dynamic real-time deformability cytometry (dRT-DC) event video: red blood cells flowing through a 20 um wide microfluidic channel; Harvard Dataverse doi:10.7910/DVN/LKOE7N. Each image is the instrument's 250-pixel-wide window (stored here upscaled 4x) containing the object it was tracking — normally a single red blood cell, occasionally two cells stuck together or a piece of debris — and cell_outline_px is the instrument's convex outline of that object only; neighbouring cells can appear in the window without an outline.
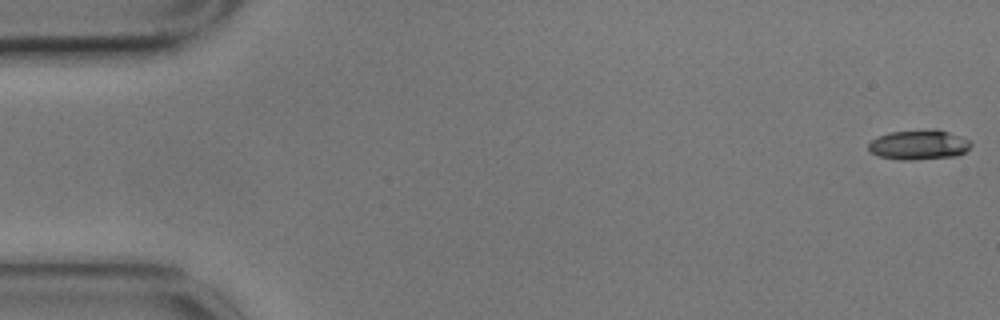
{"species": "common noctule bat (a hibernating species)", "species_latin": "Nyctalus noctula", "temperature_condition": "cold", "stored_images_in_passage": 11, "camera_frame_rate_fps": 3000, "um_per_image_px": 0.085, "animal": {"sex": "male", "body_mass_g": 17.9}, "frame": {"image": 1, "passage_image": 1, "time_ms": 0.0, "image_size_px": [1000, 320], "cell_outline_px": [[972, 144], [964, 152], [956, 156], [912, 160], [904, 160], [880, 156], [868, 152], [868, 144], [872, 140], [888, 132], [932, 128], [936, 128], [972, 140]], "centroid_in_image_um": [78.11, 12.29], "position_along_channel_um": 6.9, "area_um2": 17.98}}
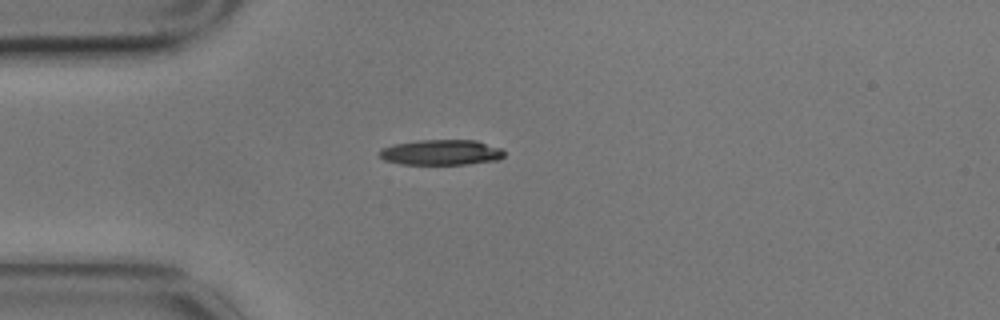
{"frame": {"image": 2, "passage_image": 4, "time_ms": 1.0, "image_size_px": [1000, 320], "cell_outline_px": [[504, 156], [500, 160], [468, 164], [400, 164], [384, 160], [376, 152], [380, 148], [392, 144], [420, 140], [476, 140], [500, 148], [504, 152]], "centroid_in_image_um": [37.46, 12.95], "position_along_channel_um": 47.5, "area_um2": 18.67}}